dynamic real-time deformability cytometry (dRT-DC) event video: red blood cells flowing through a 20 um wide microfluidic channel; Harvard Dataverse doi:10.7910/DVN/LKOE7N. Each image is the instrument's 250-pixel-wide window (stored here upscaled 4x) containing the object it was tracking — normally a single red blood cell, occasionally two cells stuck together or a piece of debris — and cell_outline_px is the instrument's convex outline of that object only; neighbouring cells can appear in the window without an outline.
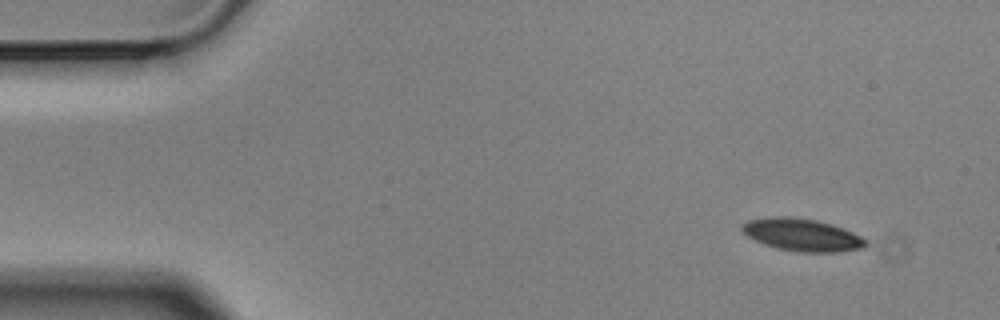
{"species": "Egyptian fruit bat (a non-hibernating species)", "species_latin": "Rousettus aegyptiacus", "temperature_condition": "cold", "stored_images_in_passage": 4, "camera_frame_rate_fps": 3000, "um_per_image_px": 0.085, "animal": {"sex": "male"}, "frame": {"image": 1, "passage_image": 1, "time_ms": 0.0, "image_size_px": [1000, 320], "cell_outline_px": [[868, 244], [864, 248], [836, 252], [800, 252], [776, 248], [764, 244], [748, 236], [740, 228], [740, 224], [748, 220], [776, 216], [788, 216], [816, 220], [852, 232], [860, 236]], "centroid_in_image_um": [68.14, 19.96], "position_along_channel_um": 16.9, "area_um2": 23.12}}
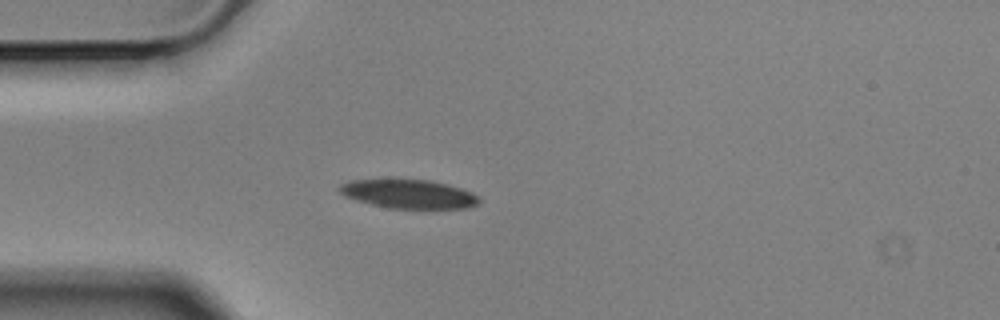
{"frame": {"image": 2, "passage_image": 4, "time_ms": 1.0, "image_size_px": [1000, 320], "cell_outline_px": [[480, 204], [468, 208], [388, 208], [356, 200], [344, 196], [336, 188], [340, 184], [348, 180], [428, 180], [460, 188], [472, 192], [480, 200]], "centroid_in_image_um": [34.71, 16.49], "position_along_channel_um": 50.3, "area_um2": 23.24}}